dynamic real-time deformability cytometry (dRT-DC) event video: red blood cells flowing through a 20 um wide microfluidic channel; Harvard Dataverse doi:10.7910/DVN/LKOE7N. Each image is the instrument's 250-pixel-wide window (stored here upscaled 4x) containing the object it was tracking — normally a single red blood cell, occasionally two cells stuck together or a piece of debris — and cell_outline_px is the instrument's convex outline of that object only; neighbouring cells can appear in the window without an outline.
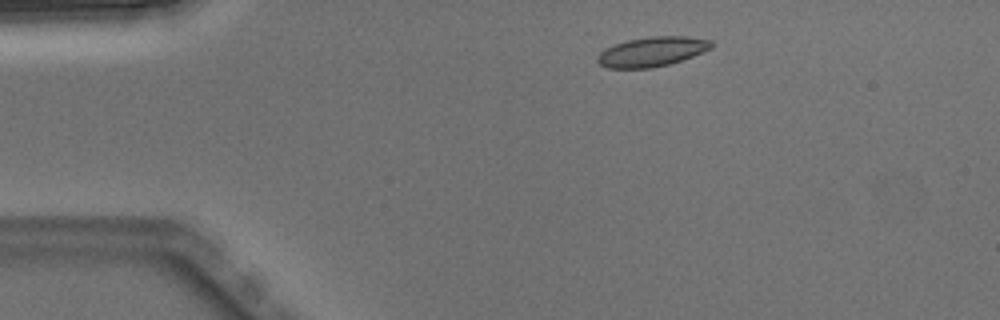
{"species": "Egyptian fruit bat (a non-hibernating species)", "species_latin": "Rousettus aegyptiacus", "temperature_condition": "warm", "stored_images_in_passage": 4, "camera_frame_rate_fps": 3000, "um_per_image_px": 0.085, "animal": {"sex": "male"}, "frame": {"image": 1, "passage_image": 2, "time_ms": 0.333, "image_size_px": [1000, 320], "cell_outline_px": [[712, 48], [692, 56], [668, 64], [652, 68], [608, 68], [600, 64], [596, 60], [596, 56], [604, 48], [628, 40], [648, 36], [688, 36], [712, 40]], "centroid_in_image_um": [55.4, 4.38], "position_along_channel_um": 29.6, "area_um2": 19.65}}
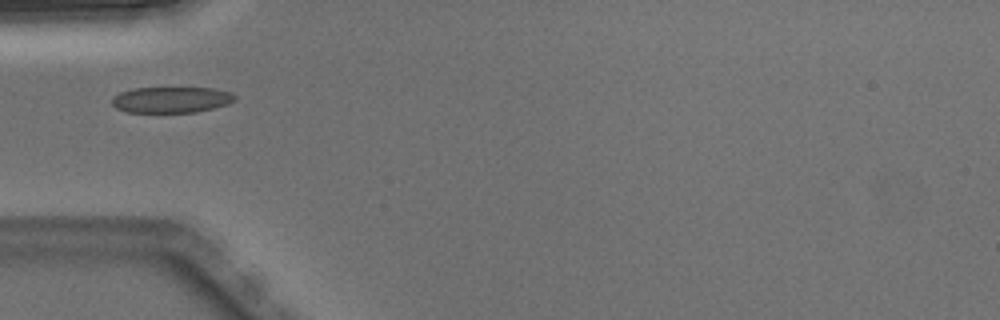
{"frame": {"image": 2, "passage_image": 4, "time_ms": 1.0, "image_size_px": [1000, 320], "cell_outline_px": [[236, 100], [228, 104], [196, 112], [128, 112], [116, 108], [112, 104], [112, 96], [120, 92], [132, 88], [212, 88], [232, 92], [236, 96]], "centroid_in_image_um": [14.56, 8.47], "position_along_channel_um": 70.4, "area_um2": 18.67}}